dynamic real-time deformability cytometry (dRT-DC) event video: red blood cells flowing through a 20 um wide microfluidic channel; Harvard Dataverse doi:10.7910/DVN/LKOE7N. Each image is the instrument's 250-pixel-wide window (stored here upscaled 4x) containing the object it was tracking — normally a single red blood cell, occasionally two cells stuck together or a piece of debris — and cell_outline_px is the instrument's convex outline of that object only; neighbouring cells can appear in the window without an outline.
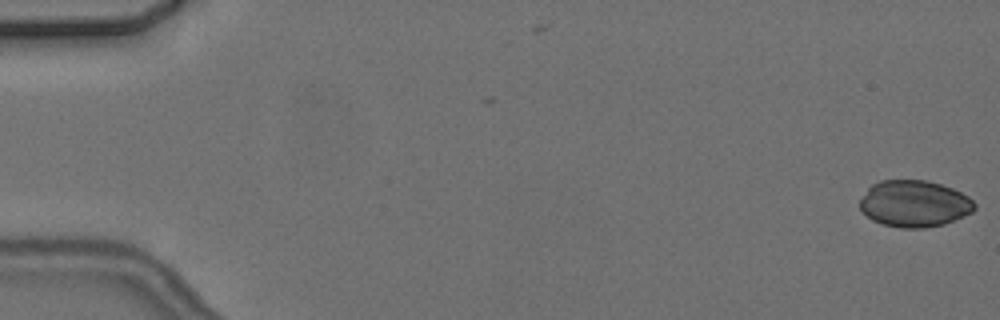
{"species": "common noctule bat (a hibernating species)", "species_latin": "Nyctalus noctula", "temperature_condition": "cold", "stored_images_in_passage": 2, "camera_frame_rate_fps": 3000, "um_per_image_px": 0.085, "animal": {"sex": "female", "body_mass_g": 24.6, "forearm_length_mm": 56.2}, "frame": {"image": 1, "passage_image": 2, "time_ms": 1.333, "image_size_px": [1000, 320], "cell_outline_px": [[976, 208], [972, 212], [964, 216], [944, 224], [924, 228], [900, 228], [884, 224], [872, 220], [860, 208], [860, 200], [868, 188], [872, 184], [880, 180], [928, 180], [952, 188], [968, 196], [976, 204]], "centroid_in_image_um": [77.73, 17.31], "position_along_channel_um": 7.3, "area_um2": 31.15}}